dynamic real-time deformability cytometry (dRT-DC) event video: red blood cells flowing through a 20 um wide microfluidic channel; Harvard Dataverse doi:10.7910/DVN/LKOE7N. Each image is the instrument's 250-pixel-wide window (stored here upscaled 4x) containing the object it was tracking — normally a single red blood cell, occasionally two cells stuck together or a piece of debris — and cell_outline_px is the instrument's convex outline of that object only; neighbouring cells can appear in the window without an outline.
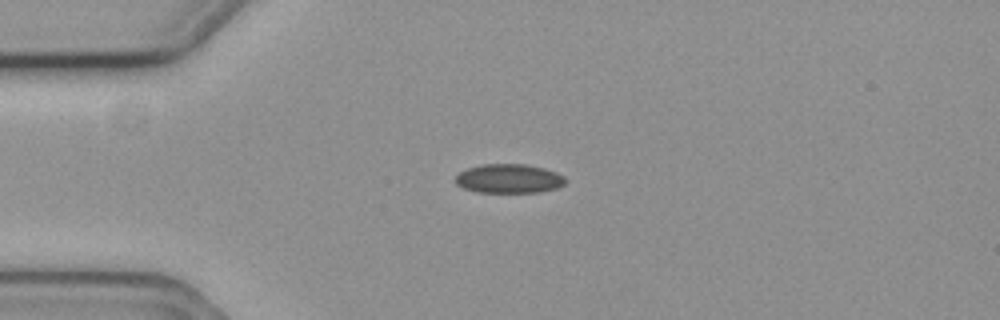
{"species": "common noctule bat (a hibernating species)", "species_latin": "Nyctalus noctula", "temperature_condition": "cold", "stored_images_in_passage": 10, "camera_frame_rate_fps": 3000, "um_per_image_px": 0.085, "animal": {"sex": "female", "body_mass_g": 19.3, "forearm_length_mm": 54.1}, "frame": {"image": 1, "passage_image": 4, "time_ms": 1.0, "image_size_px": [1000, 320], "cell_outline_px": [[564, 184], [556, 188], [540, 192], [476, 192], [464, 188], [456, 184], [456, 176], [460, 172], [468, 168], [480, 164], [524, 164], [544, 168], [556, 172], [564, 176]], "centroid_in_image_um": [43.25, 15.18], "position_along_channel_um": 41.8, "area_um2": 18.55}}
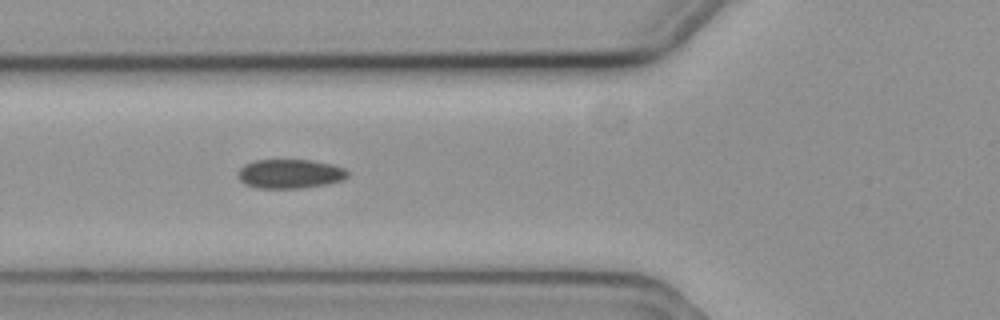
{"frame": {"image": 2, "passage_image": 6, "time_ms": 1.667, "image_size_px": [1000, 320], "cell_outline_px": [[348, 176], [340, 180], [328, 184], [300, 188], [256, 188], [244, 184], [236, 176], [240, 168], [244, 164], [256, 160], [312, 160], [332, 164], [344, 168], [348, 172]], "centroid_in_image_um": [24.61, 14.77], "position_along_channel_um": 101.2, "area_um2": 18.73}}
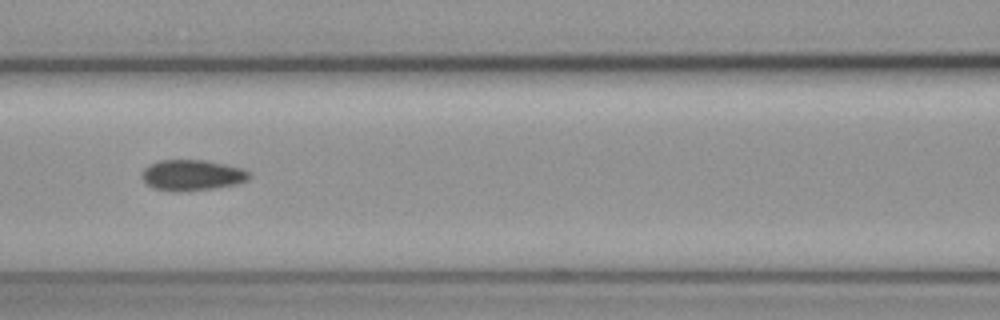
{"frame": {"image": 3, "passage_image": 7, "time_ms": 2.0, "image_size_px": [1000, 320], "cell_outline_px": [[252, 176], [248, 180], [236, 184], [216, 188], [188, 192], [172, 192], [152, 188], [140, 176], [140, 172], [148, 164], [160, 160], [204, 160], [240, 168], [248, 172]], "centroid_in_image_um": [16.27, 14.91], "position_along_channel_um": 150.3, "area_um2": 19.54}}